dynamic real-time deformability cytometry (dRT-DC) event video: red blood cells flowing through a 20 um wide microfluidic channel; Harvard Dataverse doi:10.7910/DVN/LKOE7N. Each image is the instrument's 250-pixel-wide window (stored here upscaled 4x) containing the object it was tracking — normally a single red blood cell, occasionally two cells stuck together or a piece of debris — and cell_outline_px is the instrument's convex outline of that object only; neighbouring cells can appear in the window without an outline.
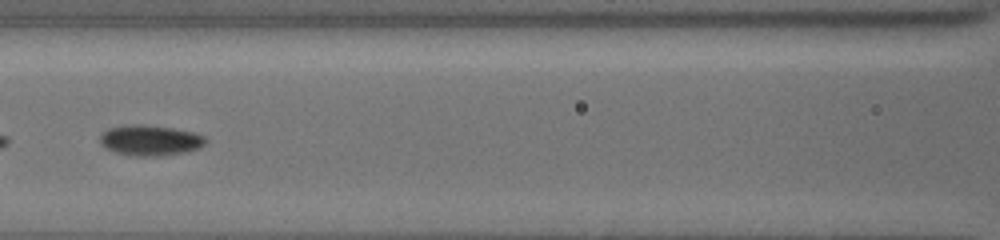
{"species": "common noctule bat (a hibernating species)", "species_latin": "Nyctalus noctula", "temperature_condition": "cold", "stored_images_in_passage": 38, "camera_frame_rate_fps": 3000, "um_per_image_px": 0.085, "animal": {"sex": "female", "body_mass_g": 19.5, "forearm_length_mm": 54.1}, "frame": {"image": 1, "passage_image": 10, "time_ms": 3.0, "image_size_px": [1000, 240], "cell_outline_px": [[204, 144], [200, 148], [184, 152], [156, 156], [132, 156], [116, 152], [100, 144], [100, 136], [108, 128], [136, 124], [172, 128], [192, 132], [204, 136]], "centroid_in_image_um": [12.75, 11.93], "position_along_channel_um": 153.9, "area_um2": 18.38}}
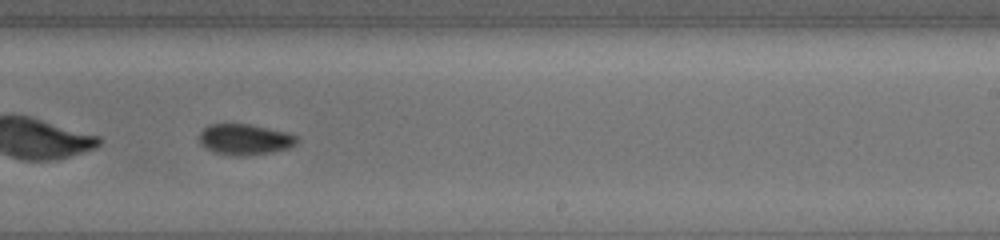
{"frame": {"image": 2, "passage_image": 19, "time_ms": 6.0, "image_size_px": [1000, 240], "cell_outline_px": [[300, 140], [296, 144], [288, 148], [272, 152], [244, 156], [232, 156], [212, 152], [200, 144], [200, 132], [204, 128], [212, 124], [248, 124], [288, 132], [300, 136]], "centroid_in_image_um": [20.85, 11.86], "position_along_channel_um": 268.2, "area_um2": 17.74}}
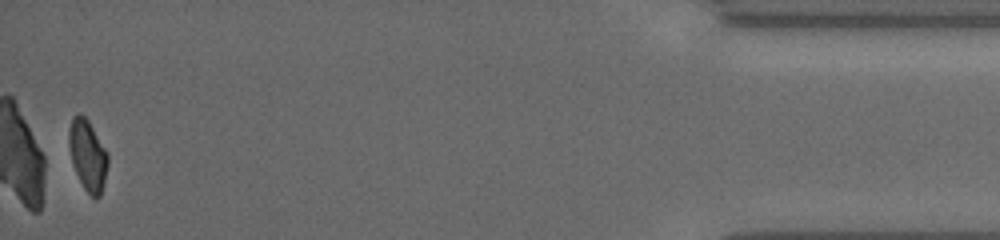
{"frame": {"image": 3, "passage_image": 37, "time_ms": 12.0, "image_size_px": [1000, 240], "cell_outline_px": [[108, 164], [100, 196], [96, 200], [84, 188], [72, 164], [68, 144], [68, 132], [72, 116], [80, 112], [88, 120], [108, 152]], "centroid_in_image_um": [7.44, 13.16], "position_along_channel_um": 427.8, "area_um2": 16.13}, "authors_computed_cell_mechanics": {"area_um2": 17.3111, "velocity_mm_per_s": 3.8281, "shape_relaxation_time_tau1_ms": 5.9817, "shape_relaxation_time_tau2_ms": 3.9659, "deformation_change_tau1": 0.1159, "deformation_change_tau2": 0.0662}}